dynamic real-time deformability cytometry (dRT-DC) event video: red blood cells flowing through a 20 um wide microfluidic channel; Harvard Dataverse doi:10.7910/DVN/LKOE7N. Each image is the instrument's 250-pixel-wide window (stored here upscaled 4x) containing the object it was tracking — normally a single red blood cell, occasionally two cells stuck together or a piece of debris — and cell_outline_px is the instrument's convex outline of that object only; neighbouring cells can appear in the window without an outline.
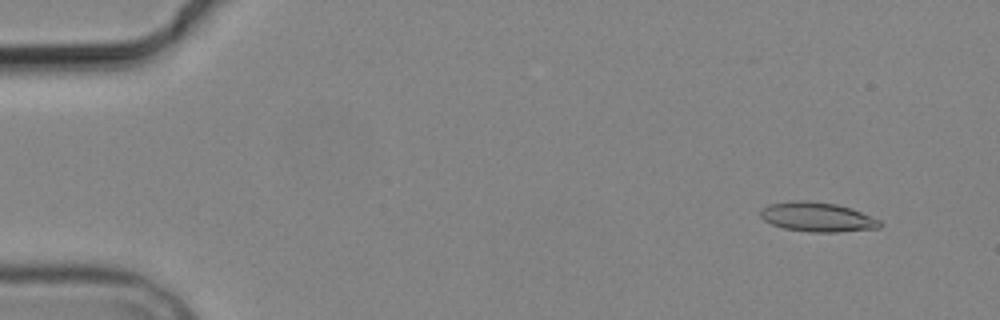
{"species": "common noctule bat (a hibernating species)", "species_latin": "Nyctalus noctula", "temperature_condition": "cold", "stored_images_in_passage": 6, "camera_frame_rate_fps": 3000, "um_per_image_px": 0.085, "animal": {"sex": "male", "body_mass_g": 19.2, "forearm_length_mm": 51.8}, "frame": {"image": 1, "passage_image": 2, "time_ms": 1.0, "image_size_px": [1000, 320], "cell_outline_px": [[884, 224], [880, 228], [840, 232], [808, 232], [784, 228], [772, 224], [764, 220], [760, 216], [760, 212], [768, 204], [792, 200], [804, 200], [836, 204], [852, 208], [880, 220]], "centroid_in_image_um": [69.5, 18.45], "position_along_channel_um": 15.5, "area_um2": 20.63}}
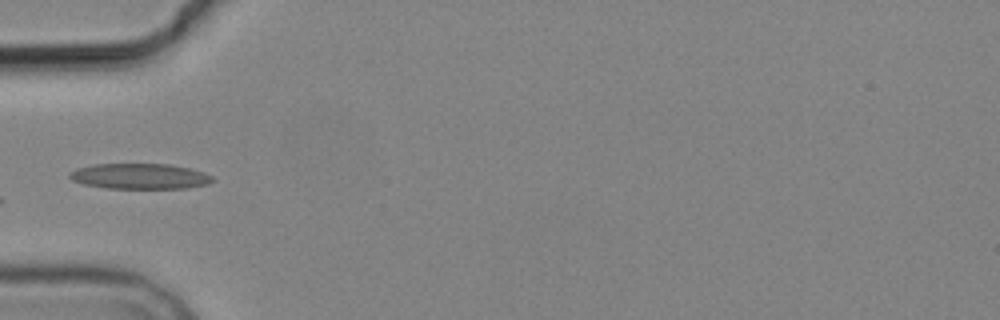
{"frame": {"image": 2, "passage_image": 6, "time_ms": 5.667, "image_size_px": [1000, 320], "cell_outline_px": [[216, 180], [208, 184], [188, 188], [108, 188], [84, 184], [72, 180], [68, 176], [68, 172], [76, 168], [92, 164], [168, 164], [192, 168], [204, 172], [212, 176]], "centroid_in_image_um": [11.9, 14.97], "position_along_channel_um": 73.1, "area_um2": 21.44}}